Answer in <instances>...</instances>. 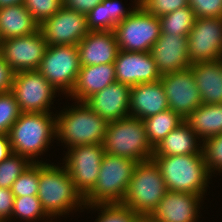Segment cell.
<instances>
[{"instance_id":"cell-18","label":"cell","mask_w":222,"mask_h":222,"mask_svg":"<svg viewBox=\"0 0 222 222\" xmlns=\"http://www.w3.org/2000/svg\"><path fill=\"white\" fill-rule=\"evenodd\" d=\"M161 75L189 68L188 36L160 34L150 51Z\"/></svg>"},{"instance_id":"cell-34","label":"cell","mask_w":222,"mask_h":222,"mask_svg":"<svg viewBox=\"0 0 222 222\" xmlns=\"http://www.w3.org/2000/svg\"><path fill=\"white\" fill-rule=\"evenodd\" d=\"M202 143V153L209 174L215 170L222 172V134L207 138Z\"/></svg>"},{"instance_id":"cell-10","label":"cell","mask_w":222,"mask_h":222,"mask_svg":"<svg viewBox=\"0 0 222 222\" xmlns=\"http://www.w3.org/2000/svg\"><path fill=\"white\" fill-rule=\"evenodd\" d=\"M11 92L21 112L39 113L50 111L58 91L38 70H30L14 73Z\"/></svg>"},{"instance_id":"cell-24","label":"cell","mask_w":222,"mask_h":222,"mask_svg":"<svg viewBox=\"0 0 222 222\" xmlns=\"http://www.w3.org/2000/svg\"><path fill=\"white\" fill-rule=\"evenodd\" d=\"M38 30L39 23L23 3L0 8V41L28 36Z\"/></svg>"},{"instance_id":"cell-38","label":"cell","mask_w":222,"mask_h":222,"mask_svg":"<svg viewBox=\"0 0 222 222\" xmlns=\"http://www.w3.org/2000/svg\"><path fill=\"white\" fill-rule=\"evenodd\" d=\"M196 18L222 17V0H189Z\"/></svg>"},{"instance_id":"cell-1","label":"cell","mask_w":222,"mask_h":222,"mask_svg":"<svg viewBox=\"0 0 222 222\" xmlns=\"http://www.w3.org/2000/svg\"><path fill=\"white\" fill-rule=\"evenodd\" d=\"M42 207L50 217L62 216L75 208H85V200L63 165L39 162L38 194Z\"/></svg>"},{"instance_id":"cell-41","label":"cell","mask_w":222,"mask_h":222,"mask_svg":"<svg viewBox=\"0 0 222 222\" xmlns=\"http://www.w3.org/2000/svg\"><path fill=\"white\" fill-rule=\"evenodd\" d=\"M103 0H63V6L87 15L97 4Z\"/></svg>"},{"instance_id":"cell-21","label":"cell","mask_w":222,"mask_h":222,"mask_svg":"<svg viewBox=\"0 0 222 222\" xmlns=\"http://www.w3.org/2000/svg\"><path fill=\"white\" fill-rule=\"evenodd\" d=\"M169 109L160 80L131 86L129 116L144 120Z\"/></svg>"},{"instance_id":"cell-25","label":"cell","mask_w":222,"mask_h":222,"mask_svg":"<svg viewBox=\"0 0 222 222\" xmlns=\"http://www.w3.org/2000/svg\"><path fill=\"white\" fill-rule=\"evenodd\" d=\"M198 136L185 123L173 129L155 148L153 155L203 154L202 144H197Z\"/></svg>"},{"instance_id":"cell-6","label":"cell","mask_w":222,"mask_h":222,"mask_svg":"<svg viewBox=\"0 0 222 222\" xmlns=\"http://www.w3.org/2000/svg\"><path fill=\"white\" fill-rule=\"evenodd\" d=\"M137 162L104 154L94 188L84 197L85 205L122 203Z\"/></svg>"},{"instance_id":"cell-19","label":"cell","mask_w":222,"mask_h":222,"mask_svg":"<svg viewBox=\"0 0 222 222\" xmlns=\"http://www.w3.org/2000/svg\"><path fill=\"white\" fill-rule=\"evenodd\" d=\"M131 86L115 81L85 103L108 122L129 116Z\"/></svg>"},{"instance_id":"cell-40","label":"cell","mask_w":222,"mask_h":222,"mask_svg":"<svg viewBox=\"0 0 222 222\" xmlns=\"http://www.w3.org/2000/svg\"><path fill=\"white\" fill-rule=\"evenodd\" d=\"M14 198L11 189L0 188V221L11 220Z\"/></svg>"},{"instance_id":"cell-31","label":"cell","mask_w":222,"mask_h":222,"mask_svg":"<svg viewBox=\"0 0 222 222\" xmlns=\"http://www.w3.org/2000/svg\"><path fill=\"white\" fill-rule=\"evenodd\" d=\"M39 162L41 161L31 163L13 182L11 190L14 197L36 196L38 194Z\"/></svg>"},{"instance_id":"cell-11","label":"cell","mask_w":222,"mask_h":222,"mask_svg":"<svg viewBox=\"0 0 222 222\" xmlns=\"http://www.w3.org/2000/svg\"><path fill=\"white\" fill-rule=\"evenodd\" d=\"M104 154L102 144H87L71 147L65 155V167L83 197L97 182Z\"/></svg>"},{"instance_id":"cell-9","label":"cell","mask_w":222,"mask_h":222,"mask_svg":"<svg viewBox=\"0 0 222 222\" xmlns=\"http://www.w3.org/2000/svg\"><path fill=\"white\" fill-rule=\"evenodd\" d=\"M81 68L77 45H48L38 71L58 91L70 94Z\"/></svg>"},{"instance_id":"cell-35","label":"cell","mask_w":222,"mask_h":222,"mask_svg":"<svg viewBox=\"0 0 222 222\" xmlns=\"http://www.w3.org/2000/svg\"><path fill=\"white\" fill-rule=\"evenodd\" d=\"M23 4L32 17L40 24L63 7V0H24Z\"/></svg>"},{"instance_id":"cell-15","label":"cell","mask_w":222,"mask_h":222,"mask_svg":"<svg viewBox=\"0 0 222 222\" xmlns=\"http://www.w3.org/2000/svg\"><path fill=\"white\" fill-rule=\"evenodd\" d=\"M167 97L169 109L185 119L202 104L192 69L165 73L160 77Z\"/></svg>"},{"instance_id":"cell-27","label":"cell","mask_w":222,"mask_h":222,"mask_svg":"<svg viewBox=\"0 0 222 222\" xmlns=\"http://www.w3.org/2000/svg\"><path fill=\"white\" fill-rule=\"evenodd\" d=\"M149 143L155 148L184 119L171 109L159 112L143 120Z\"/></svg>"},{"instance_id":"cell-30","label":"cell","mask_w":222,"mask_h":222,"mask_svg":"<svg viewBox=\"0 0 222 222\" xmlns=\"http://www.w3.org/2000/svg\"><path fill=\"white\" fill-rule=\"evenodd\" d=\"M30 164L31 162L26 157L16 153L10 154L0 162V188L11 189L13 182Z\"/></svg>"},{"instance_id":"cell-22","label":"cell","mask_w":222,"mask_h":222,"mask_svg":"<svg viewBox=\"0 0 222 222\" xmlns=\"http://www.w3.org/2000/svg\"><path fill=\"white\" fill-rule=\"evenodd\" d=\"M115 81L114 63L81 66L75 86L68 96L79 102H85Z\"/></svg>"},{"instance_id":"cell-2","label":"cell","mask_w":222,"mask_h":222,"mask_svg":"<svg viewBox=\"0 0 222 222\" xmlns=\"http://www.w3.org/2000/svg\"><path fill=\"white\" fill-rule=\"evenodd\" d=\"M51 114L22 112L8 132L12 153L36 163L35 157L41 156L56 137V117Z\"/></svg>"},{"instance_id":"cell-37","label":"cell","mask_w":222,"mask_h":222,"mask_svg":"<svg viewBox=\"0 0 222 222\" xmlns=\"http://www.w3.org/2000/svg\"><path fill=\"white\" fill-rule=\"evenodd\" d=\"M88 28L90 31H110V16L107 11V0L97 4L87 14Z\"/></svg>"},{"instance_id":"cell-45","label":"cell","mask_w":222,"mask_h":222,"mask_svg":"<svg viewBox=\"0 0 222 222\" xmlns=\"http://www.w3.org/2000/svg\"><path fill=\"white\" fill-rule=\"evenodd\" d=\"M135 222H156L152 220L149 216H139Z\"/></svg>"},{"instance_id":"cell-44","label":"cell","mask_w":222,"mask_h":222,"mask_svg":"<svg viewBox=\"0 0 222 222\" xmlns=\"http://www.w3.org/2000/svg\"><path fill=\"white\" fill-rule=\"evenodd\" d=\"M24 0H0V8L15 4H21Z\"/></svg>"},{"instance_id":"cell-33","label":"cell","mask_w":222,"mask_h":222,"mask_svg":"<svg viewBox=\"0 0 222 222\" xmlns=\"http://www.w3.org/2000/svg\"><path fill=\"white\" fill-rule=\"evenodd\" d=\"M21 113L19 104L11 91L0 93V134H8Z\"/></svg>"},{"instance_id":"cell-32","label":"cell","mask_w":222,"mask_h":222,"mask_svg":"<svg viewBox=\"0 0 222 222\" xmlns=\"http://www.w3.org/2000/svg\"><path fill=\"white\" fill-rule=\"evenodd\" d=\"M98 208L101 214L96 222H135L139 215L122 203L97 204L85 206V208ZM101 209V210H100Z\"/></svg>"},{"instance_id":"cell-7","label":"cell","mask_w":222,"mask_h":222,"mask_svg":"<svg viewBox=\"0 0 222 222\" xmlns=\"http://www.w3.org/2000/svg\"><path fill=\"white\" fill-rule=\"evenodd\" d=\"M165 181L153 159L137 162L122 204L139 216H149L167 192Z\"/></svg>"},{"instance_id":"cell-4","label":"cell","mask_w":222,"mask_h":222,"mask_svg":"<svg viewBox=\"0 0 222 222\" xmlns=\"http://www.w3.org/2000/svg\"><path fill=\"white\" fill-rule=\"evenodd\" d=\"M61 111L56 117V137L68 149L77 145L102 144L108 121L95 113L85 102ZM80 103V104H79Z\"/></svg>"},{"instance_id":"cell-17","label":"cell","mask_w":222,"mask_h":222,"mask_svg":"<svg viewBox=\"0 0 222 222\" xmlns=\"http://www.w3.org/2000/svg\"><path fill=\"white\" fill-rule=\"evenodd\" d=\"M203 196L167 191L149 217L156 222H196Z\"/></svg>"},{"instance_id":"cell-26","label":"cell","mask_w":222,"mask_h":222,"mask_svg":"<svg viewBox=\"0 0 222 222\" xmlns=\"http://www.w3.org/2000/svg\"><path fill=\"white\" fill-rule=\"evenodd\" d=\"M184 122L198 138H207L222 134V104H201L191 112Z\"/></svg>"},{"instance_id":"cell-42","label":"cell","mask_w":222,"mask_h":222,"mask_svg":"<svg viewBox=\"0 0 222 222\" xmlns=\"http://www.w3.org/2000/svg\"><path fill=\"white\" fill-rule=\"evenodd\" d=\"M14 72L0 55V93L11 91Z\"/></svg>"},{"instance_id":"cell-20","label":"cell","mask_w":222,"mask_h":222,"mask_svg":"<svg viewBox=\"0 0 222 222\" xmlns=\"http://www.w3.org/2000/svg\"><path fill=\"white\" fill-rule=\"evenodd\" d=\"M77 48L81 66L114 63L119 52L113 31H90Z\"/></svg>"},{"instance_id":"cell-12","label":"cell","mask_w":222,"mask_h":222,"mask_svg":"<svg viewBox=\"0 0 222 222\" xmlns=\"http://www.w3.org/2000/svg\"><path fill=\"white\" fill-rule=\"evenodd\" d=\"M47 45H77L89 32L87 15L62 7L39 24Z\"/></svg>"},{"instance_id":"cell-16","label":"cell","mask_w":222,"mask_h":222,"mask_svg":"<svg viewBox=\"0 0 222 222\" xmlns=\"http://www.w3.org/2000/svg\"><path fill=\"white\" fill-rule=\"evenodd\" d=\"M114 66L116 81L129 86L155 82L162 76L150 52L119 50Z\"/></svg>"},{"instance_id":"cell-8","label":"cell","mask_w":222,"mask_h":222,"mask_svg":"<svg viewBox=\"0 0 222 222\" xmlns=\"http://www.w3.org/2000/svg\"><path fill=\"white\" fill-rule=\"evenodd\" d=\"M113 32L119 50L150 52L152 45L161 34L160 20L138 6L129 16L115 26Z\"/></svg>"},{"instance_id":"cell-3","label":"cell","mask_w":222,"mask_h":222,"mask_svg":"<svg viewBox=\"0 0 222 222\" xmlns=\"http://www.w3.org/2000/svg\"><path fill=\"white\" fill-rule=\"evenodd\" d=\"M152 159L157 163L168 191L205 194L211 175L203 154L153 155Z\"/></svg>"},{"instance_id":"cell-39","label":"cell","mask_w":222,"mask_h":222,"mask_svg":"<svg viewBox=\"0 0 222 222\" xmlns=\"http://www.w3.org/2000/svg\"><path fill=\"white\" fill-rule=\"evenodd\" d=\"M134 1L136 2L133 9L126 11V9H123L120 5L119 0H107V11L108 16H110V31H114L115 26L129 16L139 6V0Z\"/></svg>"},{"instance_id":"cell-13","label":"cell","mask_w":222,"mask_h":222,"mask_svg":"<svg viewBox=\"0 0 222 222\" xmlns=\"http://www.w3.org/2000/svg\"><path fill=\"white\" fill-rule=\"evenodd\" d=\"M47 46L38 30L28 36L0 41V55L14 73L38 70Z\"/></svg>"},{"instance_id":"cell-14","label":"cell","mask_w":222,"mask_h":222,"mask_svg":"<svg viewBox=\"0 0 222 222\" xmlns=\"http://www.w3.org/2000/svg\"><path fill=\"white\" fill-rule=\"evenodd\" d=\"M191 64L222 59V17L196 18L188 35Z\"/></svg>"},{"instance_id":"cell-28","label":"cell","mask_w":222,"mask_h":222,"mask_svg":"<svg viewBox=\"0 0 222 222\" xmlns=\"http://www.w3.org/2000/svg\"><path fill=\"white\" fill-rule=\"evenodd\" d=\"M195 13L186 6L159 17L161 34L188 36L195 22Z\"/></svg>"},{"instance_id":"cell-29","label":"cell","mask_w":222,"mask_h":222,"mask_svg":"<svg viewBox=\"0 0 222 222\" xmlns=\"http://www.w3.org/2000/svg\"><path fill=\"white\" fill-rule=\"evenodd\" d=\"M17 216L16 218H20L28 221H36L41 220L42 218H50V216L45 212L42 207L41 201L38 196H22L15 197L13 204L12 216ZM41 218V219H39Z\"/></svg>"},{"instance_id":"cell-36","label":"cell","mask_w":222,"mask_h":222,"mask_svg":"<svg viewBox=\"0 0 222 222\" xmlns=\"http://www.w3.org/2000/svg\"><path fill=\"white\" fill-rule=\"evenodd\" d=\"M139 6L147 13L159 18L189 6V0H139Z\"/></svg>"},{"instance_id":"cell-43","label":"cell","mask_w":222,"mask_h":222,"mask_svg":"<svg viewBox=\"0 0 222 222\" xmlns=\"http://www.w3.org/2000/svg\"><path fill=\"white\" fill-rule=\"evenodd\" d=\"M12 154L11 144L8 134H0V162Z\"/></svg>"},{"instance_id":"cell-23","label":"cell","mask_w":222,"mask_h":222,"mask_svg":"<svg viewBox=\"0 0 222 222\" xmlns=\"http://www.w3.org/2000/svg\"><path fill=\"white\" fill-rule=\"evenodd\" d=\"M190 68L203 104H222V59L193 63Z\"/></svg>"},{"instance_id":"cell-5","label":"cell","mask_w":222,"mask_h":222,"mask_svg":"<svg viewBox=\"0 0 222 222\" xmlns=\"http://www.w3.org/2000/svg\"><path fill=\"white\" fill-rule=\"evenodd\" d=\"M102 145L106 154L136 162L152 159L154 153L143 120L132 116L109 122Z\"/></svg>"}]
</instances>
